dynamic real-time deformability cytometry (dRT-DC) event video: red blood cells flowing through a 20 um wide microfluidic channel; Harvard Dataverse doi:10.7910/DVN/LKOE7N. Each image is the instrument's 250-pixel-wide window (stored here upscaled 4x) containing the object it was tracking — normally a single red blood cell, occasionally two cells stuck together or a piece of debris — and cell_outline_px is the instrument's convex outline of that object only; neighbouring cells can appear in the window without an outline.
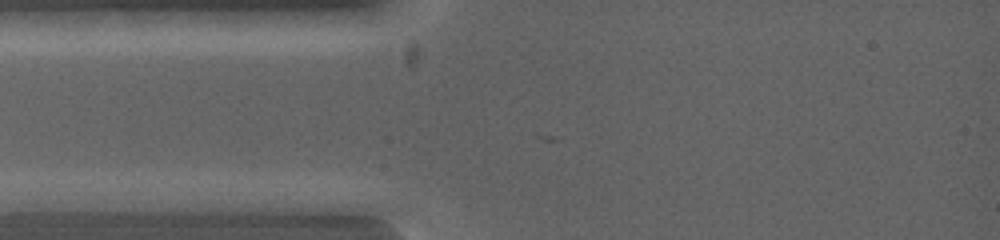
{"species": "common noctule bat (a hibernating species)", "species_latin": "Nyctalus noctula", "temperature_condition": "warm", "stored_images_in_passage": 3, "camera_frame_rate_fps": 5000, "um_per_image_px": 0.085, "animal": {"sex": "female", "body_mass_g": 19.0, "forearm_length_mm": 53.3}, "frame": {"image": 1, "passage_image": 1, "time_ms": 0.0, "image_size_px": [1000, 240], "cell_outline_px": [[124, 200], [88, 212], [36, 212], [12, 200], [100, 192]], "centroid_in_image_um": [5.91, 17.24], "position_along_channel_um": 79.1, "area_um2": 10.35}}